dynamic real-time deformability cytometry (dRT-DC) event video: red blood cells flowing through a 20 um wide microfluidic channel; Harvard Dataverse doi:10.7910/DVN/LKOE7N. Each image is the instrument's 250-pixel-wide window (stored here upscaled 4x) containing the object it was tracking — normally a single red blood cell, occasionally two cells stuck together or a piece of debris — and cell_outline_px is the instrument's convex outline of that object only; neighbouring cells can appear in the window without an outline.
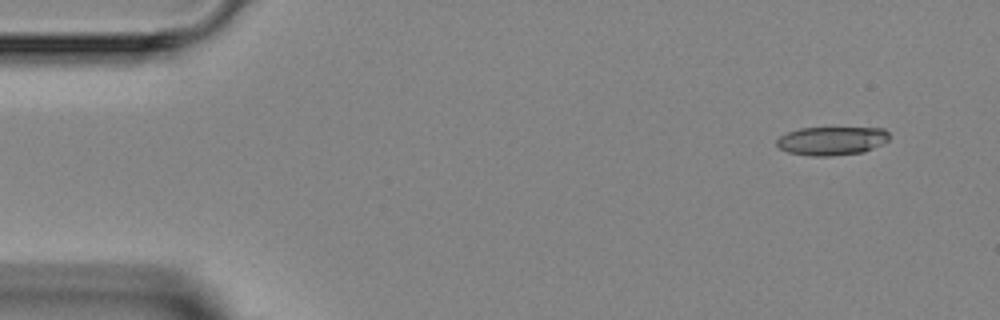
{"species": "Egyptian fruit bat (a non-hibernating species)", "species_latin": "Rousettus aegyptiacus", "temperature_condition": "room temperature", "stored_images_in_passage": 4, "camera_frame_rate_fps": 3000, "um_per_image_px": 0.085, "animal": {"sex": "female"}, "frame": {"image": 1, "passage_image": 1, "time_ms": 0.0, "image_size_px": [1000, 320], "cell_outline_px": [[888, 140], [884, 144], [864, 152], [832, 156], [812, 156], [788, 152], [780, 148], [776, 144], [776, 140], [780, 136], [788, 132], [800, 128], [884, 128], [888, 132]], "centroid_in_image_um": [70.72, 11.97], "position_along_channel_um": 14.3, "area_um2": 18.79}}
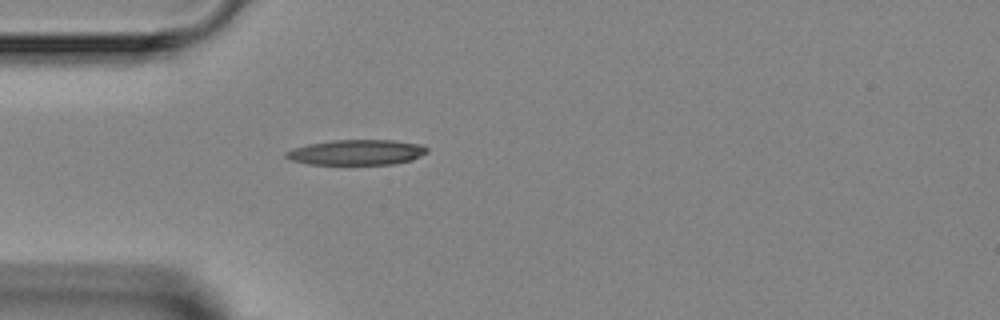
{"frame": {"image": 2, "passage_image": 4, "time_ms": 3.333, "image_size_px": [1000, 320], "cell_outline_px": [[428, 152], [412, 160], [392, 164], [308, 164], [292, 160], [284, 156], [284, 152], [292, 148], [308, 144], [332, 140], [392, 140], [424, 144], [428, 148]], "centroid_in_image_um": [30.33, 12.94], "position_along_channel_um": 54.7, "area_um2": 20.92}}